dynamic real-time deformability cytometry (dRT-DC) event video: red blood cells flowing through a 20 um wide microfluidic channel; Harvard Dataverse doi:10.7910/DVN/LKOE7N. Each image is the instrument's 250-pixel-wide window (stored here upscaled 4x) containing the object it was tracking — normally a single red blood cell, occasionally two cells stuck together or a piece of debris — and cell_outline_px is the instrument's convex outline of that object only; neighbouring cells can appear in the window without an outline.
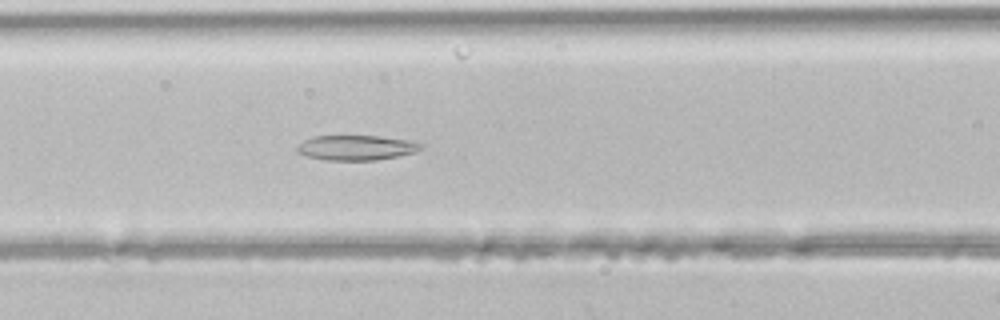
{"species": "common noctule bat (a hibernating species)", "species_latin": "Nyctalus noctula", "temperature_condition": "room temperature", "stored_images_in_passage": 41, "segment_of_instrument_passage": [1, 2], "camera_frame_rate_fps": 3000, "um_per_image_px": 0.085, "animal": {"sex": "male", "body_mass_g": 21.5, "forearm_length_mm": 52.0}, "frame": {"image": 1, "passage_image": 14, "time_ms": 4.333, "image_size_px": [1000, 320], "cell_outline_px": [[420, 148], [416, 152], [376, 160], [324, 160], [308, 156], [296, 152], [296, 148], [304, 140], [312, 136], [380, 136], [408, 140], [420, 144]], "centroid_in_image_um": [30.23, 12.55], "position_along_channel_um": 136.4, "area_um2": 17.8}}
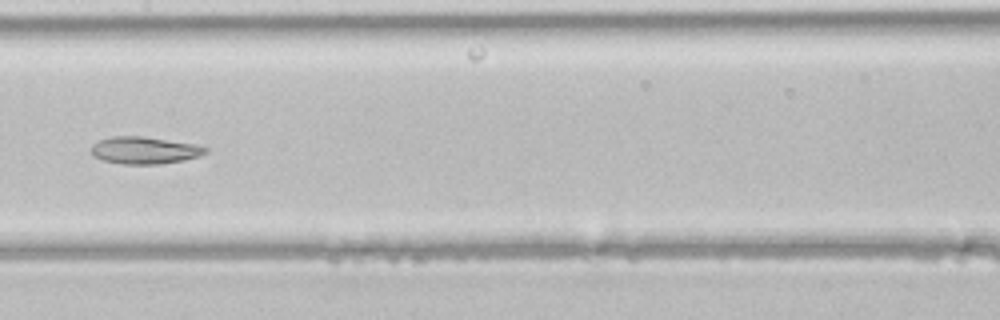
{"frame": {"image": 2, "passage_image": 18, "time_ms": 5.667, "image_size_px": [1000, 320], "cell_outline_px": [[208, 152], [200, 156], [184, 160], [160, 164], [124, 164], [104, 160], [96, 156], [92, 152], [92, 144], [100, 140], [112, 136], [140, 136], [192, 144], [208, 148]], "centroid_in_image_um": [12.3, 12.78], "position_along_channel_um": 195.1, "area_um2": 17.74}}
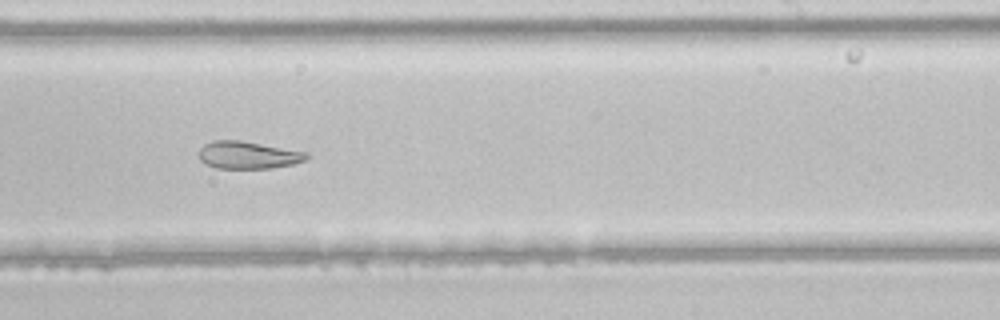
{"frame": {"image": 3, "passage_image": 23, "time_ms": 7.333, "image_size_px": [1000, 320], "cell_outline_px": [[308, 156], [304, 160], [292, 164], [272, 168], [216, 168], [204, 164], [200, 160], [200, 148], [204, 144], [212, 140], [240, 140], [308, 152]], "centroid_in_image_um": [21.05, 13.17], "position_along_channel_um": 267.9, "area_um2": 17.17}}